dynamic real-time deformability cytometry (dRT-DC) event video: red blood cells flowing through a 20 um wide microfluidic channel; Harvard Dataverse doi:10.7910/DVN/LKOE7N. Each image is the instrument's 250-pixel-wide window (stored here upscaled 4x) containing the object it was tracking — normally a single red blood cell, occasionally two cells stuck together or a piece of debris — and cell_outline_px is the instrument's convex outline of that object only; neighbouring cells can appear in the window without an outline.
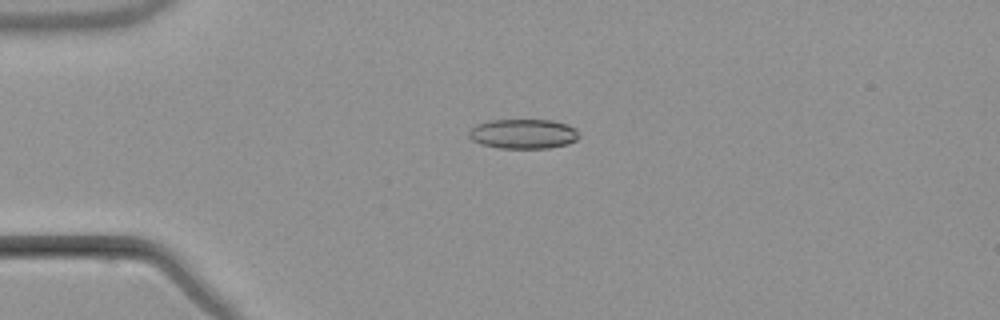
{"species": "common noctule bat (a hibernating species)", "species_latin": "Nyctalus noctula", "temperature_condition": "warm", "stored_images_in_passage": 4, "camera_frame_rate_fps": 3000, "um_per_image_px": 0.085, "animal": {"sex": "male", "body_mass_g": 21.5, "forearm_length_mm": 52.0}, "frame": {"image": 1, "passage_image": 1, "time_ms": 0.0, "image_size_px": [1000, 320], "cell_outline_px": [[580, 136], [576, 140], [568, 144], [548, 148], [500, 148], [480, 144], [472, 140], [468, 136], [468, 132], [472, 128], [488, 120], [552, 120], [568, 124], [576, 128]], "centroid_in_image_um": [44.51, 11.38], "position_along_channel_um": 40.5, "area_um2": 19.13}}
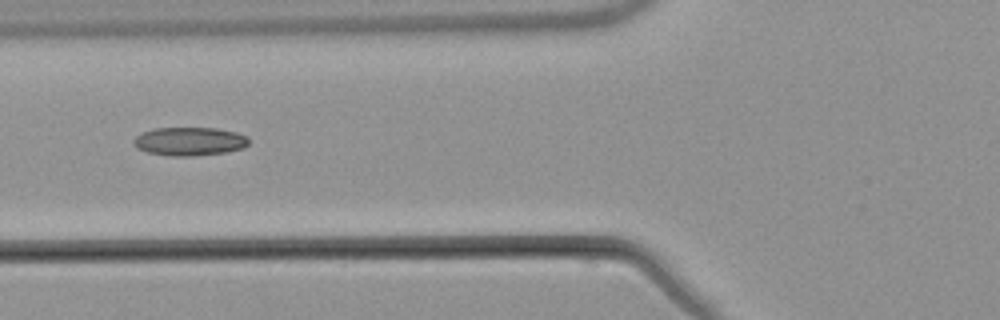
{"frame": {"image": 2, "passage_image": 3, "time_ms": 2.667, "image_size_px": [1000, 320], "cell_outline_px": [[248, 144], [244, 148], [224, 152], [196, 156], [168, 156], [148, 152], [136, 148], [132, 144], [132, 140], [136, 136], [144, 132], [156, 128], [216, 128], [236, 132], [248, 136]], "centroid_in_image_um": [16.1, 12.02], "position_along_channel_um": 109.7, "area_um2": 19.19}}
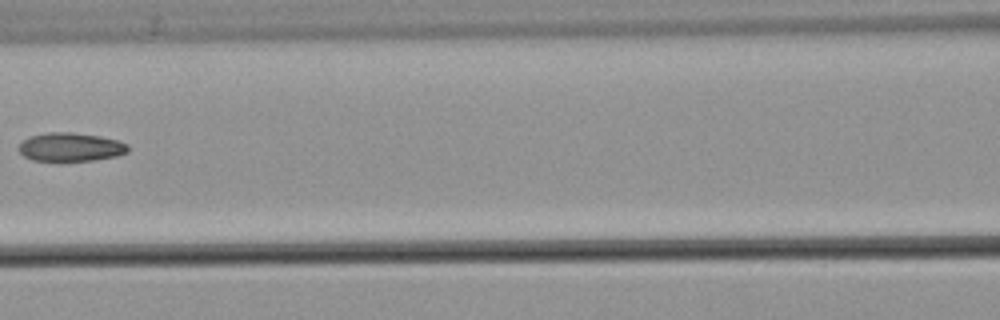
{"frame": {"image": 3, "passage_image": 4, "time_ms": 4.0, "image_size_px": [1000, 320], "cell_outline_px": [[128, 152], [116, 156], [96, 160], [32, 160], [24, 156], [16, 148], [28, 136], [48, 132], [72, 132], [100, 136], [116, 140], [128, 144]], "centroid_in_image_um": [5.98, 12.49], "position_along_channel_um": 160.6, "area_um2": 18.15}}